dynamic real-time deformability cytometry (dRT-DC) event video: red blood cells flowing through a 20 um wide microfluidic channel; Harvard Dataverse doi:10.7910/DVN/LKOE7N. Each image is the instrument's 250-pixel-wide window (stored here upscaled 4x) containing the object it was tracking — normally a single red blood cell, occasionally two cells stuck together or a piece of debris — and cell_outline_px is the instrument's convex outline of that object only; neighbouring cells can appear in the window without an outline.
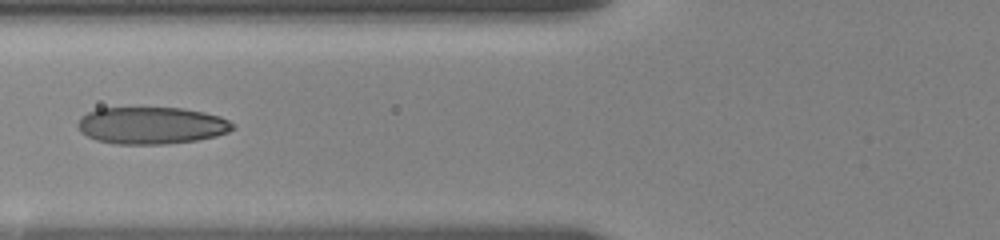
{"species": "human", "species_latin": "Homo sapiens", "temperature_condition": "room temperature", "stored_images_in_passage": 15, "camera_frame_rate_fps": 3000, "um_per_image_px": 0.085, "donor": {"sex": "female"}, "frame": {"image": 1, "passage_image": 13, "time_ms": 7.333, "image_size_px": [1000, 240], "cell_outline_px": [[236, 128], [228, 132], [216, 136], [196, 140], [164, 144], [116, 144], [96, 140], [80, 132], [76, 124], [80, 116], [96, 108], [184, 108], [204, 112], [220, 116], [236, 124]], "centroid_in_image_um": [12.87, 10.66], "position_along_channel_um": 112.9, "area_um2": 33.76}}
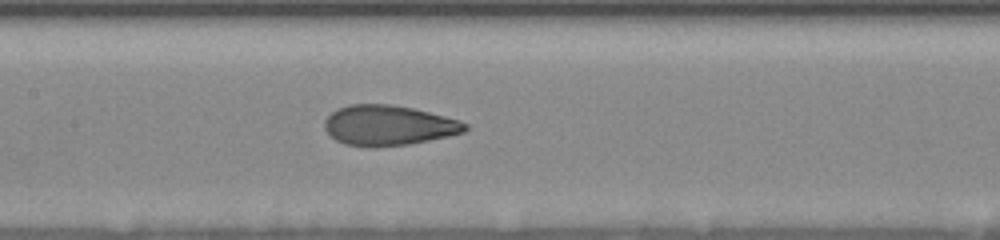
{"frame": {"image": 2, "passage_image": 15, "time_ms": 9.0, "image_size_px": [1000, 240], "cell_outline_px": [[468, 128], [464, 132], [448, 136], [408, 144], [376, 148], [372, 148], [344, 144], [336, 140], [324, 128], [324, 120], [336, 108], [348, 104], [392, 104], [412, 108], [460, 120], [468, 124]], "centroid_in_image_um": [32.99, 10.66], "position_along_channel_um": 174.4, "area_um2": 33.06}}